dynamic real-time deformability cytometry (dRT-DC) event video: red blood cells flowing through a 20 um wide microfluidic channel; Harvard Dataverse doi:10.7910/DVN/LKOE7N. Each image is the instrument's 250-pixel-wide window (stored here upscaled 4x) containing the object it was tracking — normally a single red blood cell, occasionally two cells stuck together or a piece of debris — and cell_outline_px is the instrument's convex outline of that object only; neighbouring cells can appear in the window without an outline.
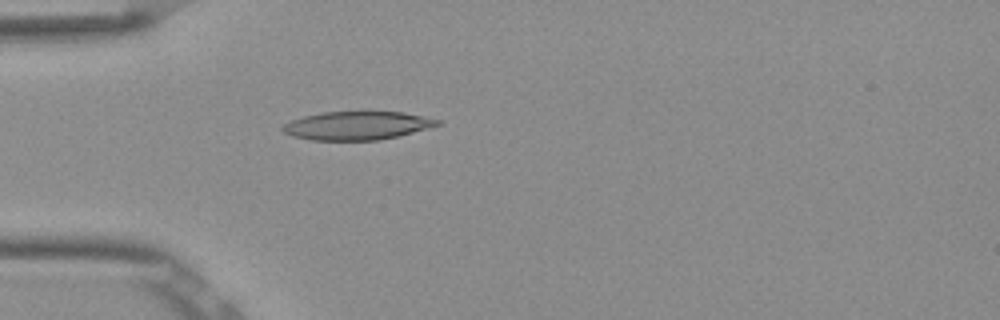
{"species": "Egyptian fruit bat (a non-hibernating species)", "species_latin": "Rousettus aegyptiacus", "temperature_condition": "room temperature", "stored_images_in_passage": 52, "camera_frame_rate_fps": 3000, "um_per_image_px": 0.085, "frame": {"image": 1, "passage_image": 15, "time_ms": 4.667, "image_size_px": [1000, 320], "cell_outline_px": [[440, 124], [412, 132], [380, 140], [312, 140], [292, 136], [284, 132], [280, 128], [284, 124], [292, 120], [304, 116], [320, 112], [364, 108], [368, 108], [404, 112], [440, 120]], "centroid_in_image_um": [30.33, 10.61], "position_along_channel_um": 54.7, "area_um2": 26.59}}
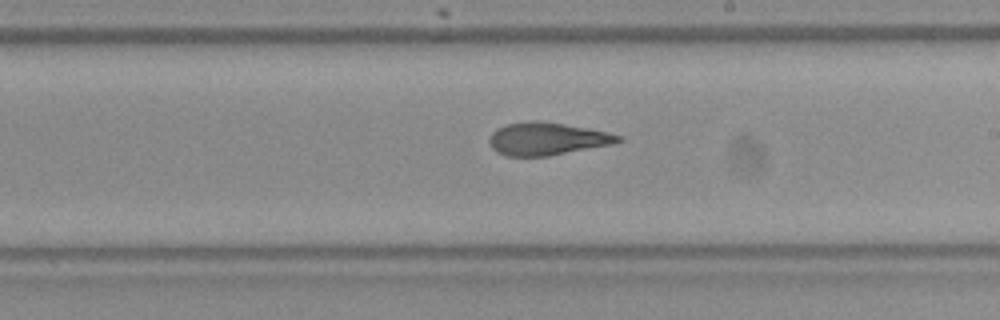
{"frame": {"image": 2, "passage_image": 30, "time_ms": 9.667, "image_size_px": [1000, 320], "cell_outline_px": [[624, 140], [612, 144], [548, 156], [508, 156], [496, 152], [492, 148], [488, 140], [492, 132], [496, 128], [508, 124], [564, 124], [588, 128], [608, 132], [624, 136]], "centroid_in_image_um": [46.54, 11.85], "position_along_channel_um": 242.5, "area_um2": 23.7}}
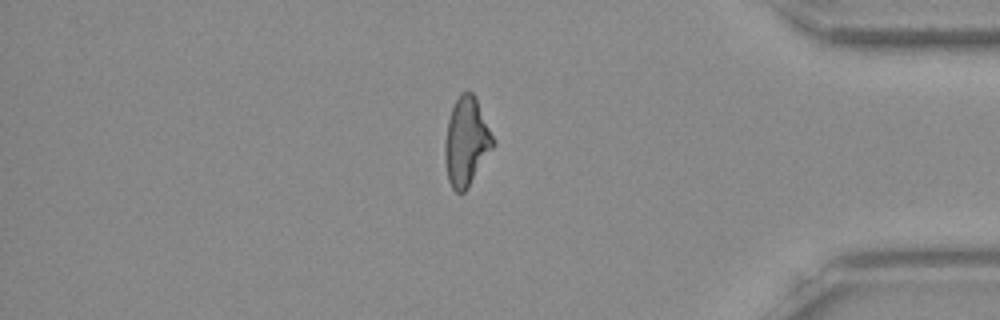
{"frame": {"image": 3, "passage_image": 44, "time_ms": 14.333, "image_size_px": [1000, 320], "cell_outline_px": [[496, 144], [468, 188], [464, 192], [456, 192], [452, 188], [448, 180], [444, 160], [444, 144], [448, 120], [452, 108], [460, 92], [472, 92], [496, 140]], "centroid_in_image_um": [39.64, 12.08], "position_along_channel_um": 395.6, "area_um2": 24.91}, "authors_computed_cell_mechanics": {"area_um2": 24.9696, "velocity_mm_per_s": 3.8892, "shape_relaxation_time_tau1_ms": 9.2916, "shape_relaxation_time_tau2_ms": 1.9465, "deformation_change_tau1": 0.2408, "deformation_change_tau2": 0.1071}}